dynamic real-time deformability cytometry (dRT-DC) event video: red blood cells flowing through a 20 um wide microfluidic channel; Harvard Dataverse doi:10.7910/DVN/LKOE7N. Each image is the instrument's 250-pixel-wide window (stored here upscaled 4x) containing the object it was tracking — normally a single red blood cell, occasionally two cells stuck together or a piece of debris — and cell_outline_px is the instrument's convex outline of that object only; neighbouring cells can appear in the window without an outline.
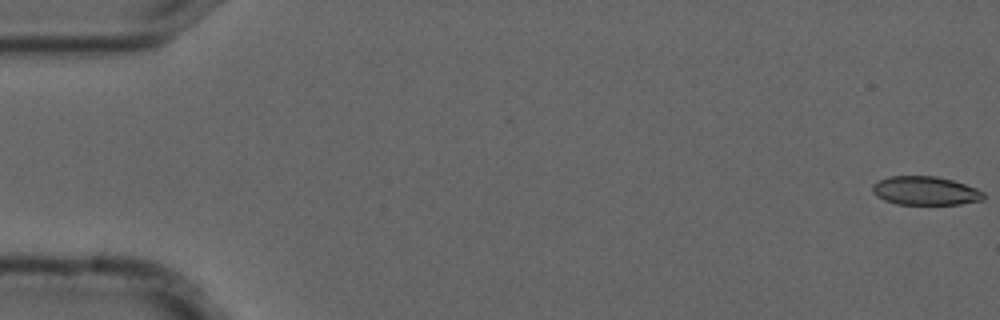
{"species": "common noctule bat (a hibernating species)", "species_latin": "Nyctalus noctula", "temperature_condition": "cold", "stored_images_in_passage": 4, "camera_frame_rate_fps": 3000, "um_per_image_px": 0.085, "animal": {"sex": "male", "forearm_length_mm": 52.5}, "frame": {"image": 1, "passage_image": 1, "time_ms": 0.0, "image_size_px": [1000, 320], "cell_outline_px": [[984, 200], [960, 204], [896, 204], [884, 200], [876, 196], [872, 192], [872, 184], [888, 176], [936, 176], [952, 180], [976, 188], [984, 192]], "centroid_in_image_um": [78.64, 16.22], "position_along_channel_um": 6.4, "area_um2": 18.61}}
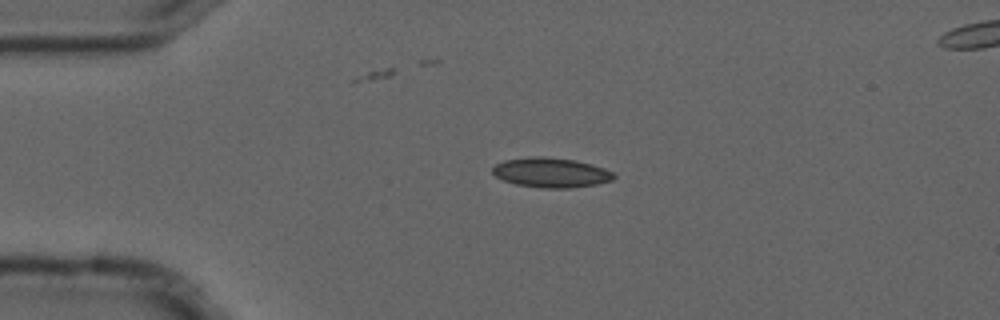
{"frame": {"image": 2, "passage_image": 4, "time_ms": 1.0, "image_size_px": [1000, 320], "cell_outline_px": [[616, 176], [612, 180], [596, 184], [572, 188], [540, 188], [516, 184], [504, 180], [496, 176], [492, 172], [492, 168], [496, 164], [504, 160], [532, 156], [544, 156], [576, 160], [592, 164], [604, 168], [612, 172]], "centroid_in_image_um": [46.84, 14.66], "position_along_channel_um": 38.2, "area_um2": 21.1}}